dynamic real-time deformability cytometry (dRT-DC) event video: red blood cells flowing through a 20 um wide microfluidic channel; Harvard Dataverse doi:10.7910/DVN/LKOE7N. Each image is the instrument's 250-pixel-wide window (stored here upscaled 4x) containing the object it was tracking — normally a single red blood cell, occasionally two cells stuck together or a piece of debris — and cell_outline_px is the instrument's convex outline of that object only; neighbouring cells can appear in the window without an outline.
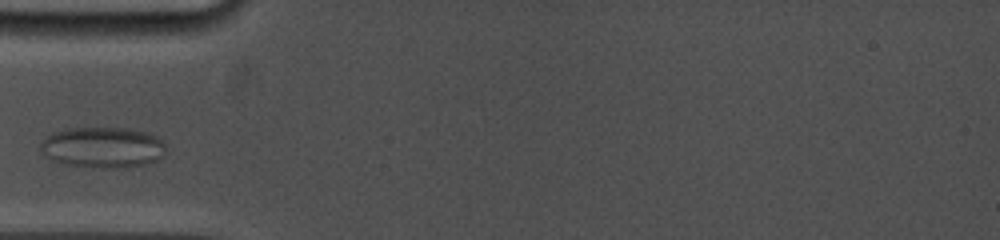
{"species": "common noctule bat (a hibernating species)", "species_latin": "Nyctalus noctula", "temperature_condition": "cold", "stored_images_in_passage": 5, "camera_frame_rate_fps": 5000, "um_per_image_px": 0.085, "animal": {"sex": "female", "body_mass_g": 19.0, "forearm_length_mm": 53.3}, "frame": {"image": 1, "passage_image": 2, "time_ms": 1.2, "image_size_px": [1000, 240], "cell_outline_px": [[164, 156], [156, 160], [144, 164], [124, 168], [96, 168], [64, 164], [52, 160], [40, 148], [40, 144], [52, 132], [68, 128], [128, 128], [148, 132], [156, 136], [164, 144]], "centroid_in_image_um": [8.74, 12.53], "position_along_channel_um": 76.3, "area_um2": 29.82}}
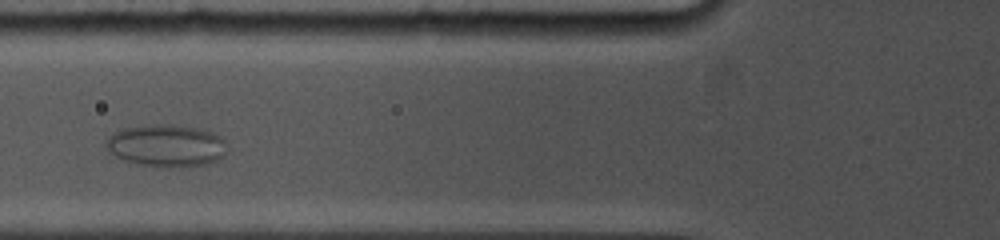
{"frame": {"image": 2, "passage_image": 3, "time_ms": 2.2, "image_size_px": [1000, 240], "cell_outline_px": [[224, 156], [216, 160], [204, 164], [168, 168], [136, 164], [124, 160], [108, 152], [104, 144], [108, 136], [124, 128], [148, 124], [172, 124], [196, 128], [220, 136], [224, 140]], "centroid_in_image_um": [14.07, 12.38], "position_along_channel_um": 111.7, "area_um2": 29.71}}
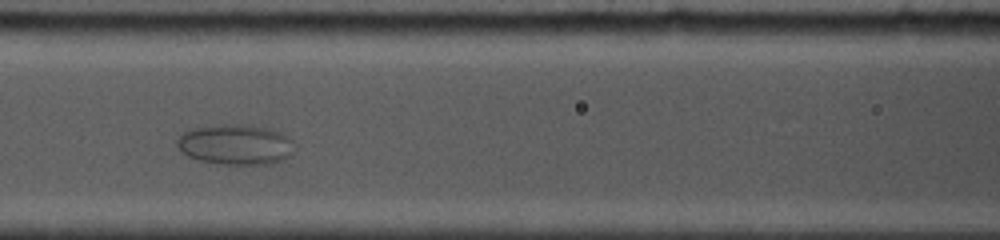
{"frame": {"image": 3, "passage_image": 4, "time_ms": 3.2, "image_size_px": [1000, 240], "cell_outline_px": [[292, 152], [284, 160], [268, 164], [224, 164], [200, 160], [188, 156], [180, 152], [176, 144], [176, 140], [184, 132], [196, 128], [216, 124], [252, 124], [268, 128], [280, 132], [288, 140]], "centroid_in_image_um": [19.96, 12.27], "position_along_channel_um": 146.6, "area_um2": 27.34}}